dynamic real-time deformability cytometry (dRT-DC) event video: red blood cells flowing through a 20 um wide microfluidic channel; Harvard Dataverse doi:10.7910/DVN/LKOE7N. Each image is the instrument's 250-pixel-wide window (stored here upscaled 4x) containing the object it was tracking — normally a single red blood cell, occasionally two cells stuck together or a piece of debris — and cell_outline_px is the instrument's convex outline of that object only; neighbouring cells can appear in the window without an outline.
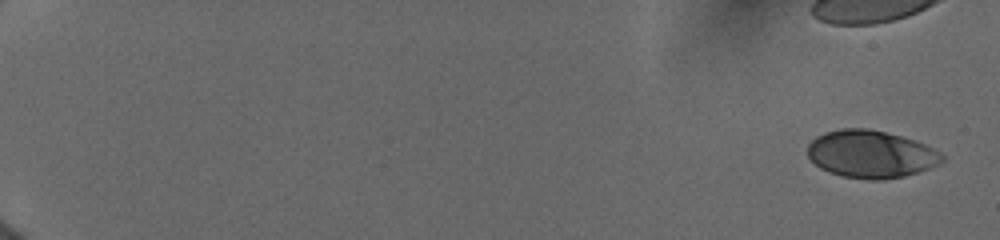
{"species": "human", "species_latin": "Homo sapiens", "temperature_condition": "cold", "stored_images_in_passage": 23, "camera_frame_rate_fps": 3000, "um_per_image_px": 0.085, "donor": {"sex": "female"}, "frame": {"image": 1, "passage_image": 1, "time_ms": 0.0, "image_size_px": [1000, 240], "cell_outline_px": [[944, 160], [928, 168], [904, 176], [880, 180], [872, 180], [844, 176], [828, 172], [820, 168], [808, 156], [808, 144], [816, 136], [824, 132], [840, 128], [868, 128], [916, 140], [940, 152], [944, 156]], "centroid_in_image_um": [73.99, 13.09], "position_along_channel_um": 11.0, "area_um2": 37.05}}